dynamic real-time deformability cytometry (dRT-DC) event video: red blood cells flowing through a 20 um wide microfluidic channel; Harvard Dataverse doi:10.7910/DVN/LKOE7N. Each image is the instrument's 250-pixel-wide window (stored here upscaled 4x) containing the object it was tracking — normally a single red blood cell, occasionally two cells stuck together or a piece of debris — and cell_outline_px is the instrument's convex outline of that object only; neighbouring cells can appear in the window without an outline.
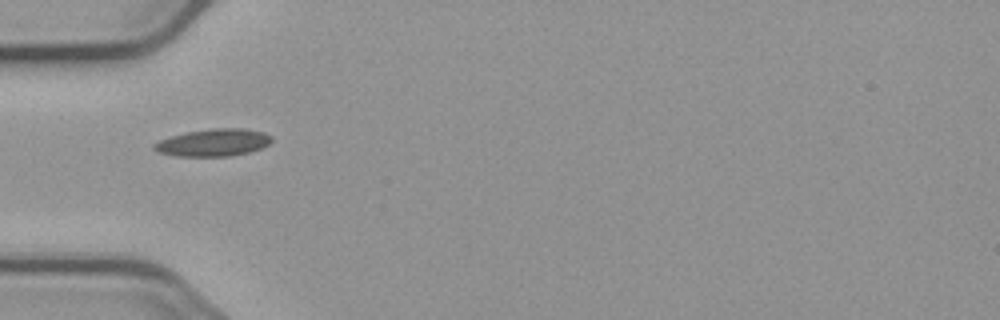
{"species": "common noctule bat (a hibernating species)", "species_latin": "Nyctalus noctula", "temperature_condition": "cold", "stored_images_in_passage": 2, "camera_frame_rate_fps": 3000, "um_per_image_px": 0.085, "animal": {"sex": "male", "body_mass_g": 23.1, "forearm_length_mm": 52.7}, "frame": {"image": 1, "passage_image": 1, "time_ms": 0.0, "image_size_px": [1000, 320], "cell_outline_px": [[272, 140], [268, 144], [260, 148], [248, 152], [232, 156], [176, 156], [160, 152], [152, 148], [152, 144], [160, 140], [172, 136], [188, 132], [212, 128], [244, 128], [264, 132], [272, 136]], "centroid_in_image_um": [18.15, 12.11], "position_along_channel_um": 66.8, "area_um2": 18.61}}
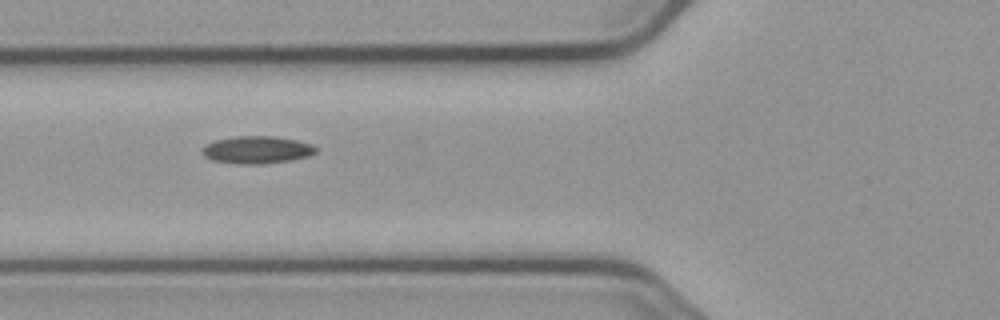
{"frame": {"image": 2, "passage_image": 2, "time_ms": 1.0, "image_size_px": [1000, 320], "cell_outline_px": [[316, 152], [308, 156], [288, 160], [260, 164], [240, 164], [212, 160], [204, 156], [200, 152], [208, 144], [216, 140], [236, 136], [272, 136], [296, 140], [312, 144], [316, 148]], "centroid_in_image_um": [21.83, 12.73], "position_along_channel_um": 104.0, "area_um2": 17.92}}